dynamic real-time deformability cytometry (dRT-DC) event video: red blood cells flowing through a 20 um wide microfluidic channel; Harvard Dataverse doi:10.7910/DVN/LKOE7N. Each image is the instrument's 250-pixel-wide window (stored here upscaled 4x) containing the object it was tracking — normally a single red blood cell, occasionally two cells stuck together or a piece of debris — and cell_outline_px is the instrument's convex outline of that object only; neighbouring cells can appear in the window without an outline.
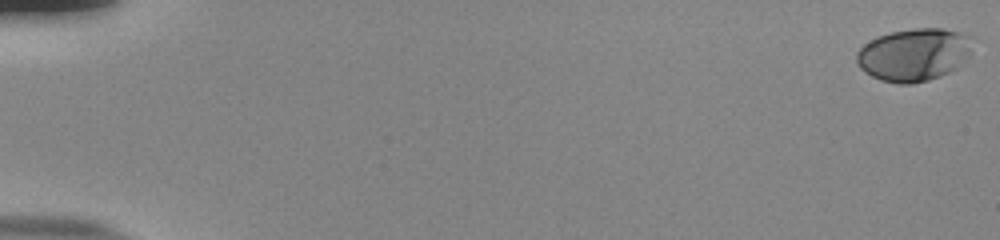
{"species": "human", "species_latin": "Homo sapiens", "temperature_condition": "room temperature", "stored_images_in_passage": 56, "camera_frame_rate_fps": 3000, "um_per_image_px": 0.085, "donor": {"sex": "male"}, "frame": {"image": 1, "passage_image": 1, "time_ms": 0.0, "image_size_px": [1000, 240], "cell_outline_px": [[972, 52], [956, 68], [940, 76], [928, 80], [912, 84], [900, 84], [880, 80], [864, 72], [860, 68], [856, 60], [856, 52], [864, 44], [876, 36], [892, 32], [916, 28], [944, 28], [960, 32], [968, 36]], "centroid_in_image_um": [77.65, 4.65], "position_along_channel_um": 7.4, "area_um2": 35.55}}
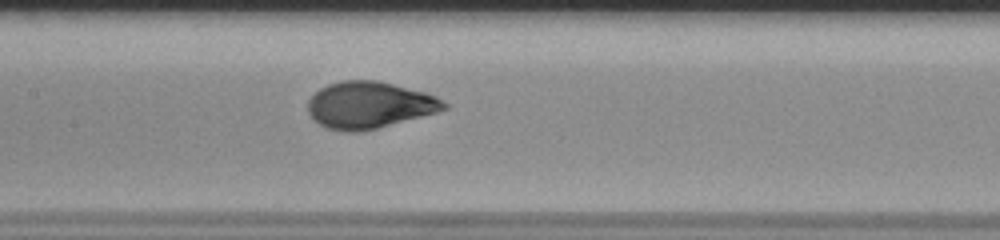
{"frame": {"image": 2, "passage_image": 29, "time_ms": 9.333, "image_size_px": [1000, 240], "cell_outline_px": [[448, 108], [436, 112], [376, 128], [360, 132], [348, 132], [324, 128], [308, 112], [308, 100], [320, 88], [328, 84], [344, 80], [376, 80], [424, 92], [436, 96], [448, 104]], "centroid_in_image_um": [31.37, 8.93], "position_along_channel_um": 176.0, "area_um2": 36.7}}
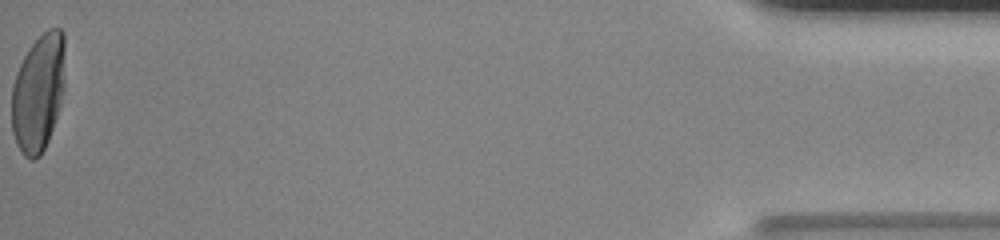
{"frame": {"image": 3, "passage_image": 56, "time_ms": 18.333, "image_size_px": [1000, 240], "cell_outline_px": [[64, 88], [60, 104], [48, 140], [40, 156], [36, 160], [28, 160], [24, 156], [16, 144], [12, 132], [12, 84], [16, 72], [28, 48], [48, 28], [60, 28], [64, 32]], "centroid_in_image_um": [3.24, 7.88], "position_along_channel_um": 432.0, "area_um2": 36.7}, "authors_computed_cell_mechanics": {"area_um2": 36.0672, "velocity_mm_per_s": 3.8246, "shape_relaxation_time_tau1_ms": 4.2565, "shape_relaxation_time_tau2_ms": null, "deformation_change_tau1": 0.2051, "deformation_change_tau2": null}}